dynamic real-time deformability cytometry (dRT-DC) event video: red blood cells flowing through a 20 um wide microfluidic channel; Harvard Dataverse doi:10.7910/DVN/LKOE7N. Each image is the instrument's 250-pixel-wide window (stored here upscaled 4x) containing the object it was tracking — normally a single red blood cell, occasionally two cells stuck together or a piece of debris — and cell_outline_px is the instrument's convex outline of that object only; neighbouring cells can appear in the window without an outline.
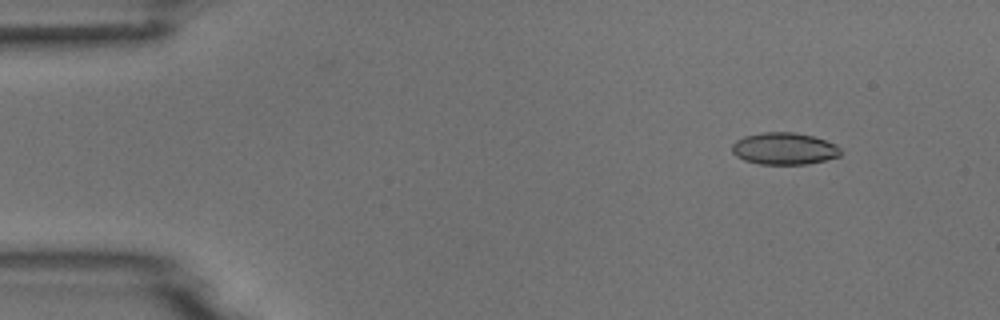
{"species": "common noctule bat (a hibernating species)", "species_latin": "Nyctalus noctula", "temperature_condition": "room temperature", "stored_images_in_passage": 7, "camera_frame_rate_fps": 3000, "um_per_image_px": 0.085, "animal": {"sex": "male", "body_mass_g": 18.8}, "frame": {"image": 1, "passage_image": 2, "time_ms": 1.0, "image_size_px": [1000, 320], "cell_outline_px": [[840, 156], [808, 164], [760, 164], [744, 160], [736, 156], [732, 152], [732, 144], [736, 140], [744, 136], [760, 132], [796, 132], [812, 136], [836, 144], [840, 148]], "centroid_in_image_um": [66.63, 12.63], "position_along_channel_um": 18.4, "area_um2": 20.29}}
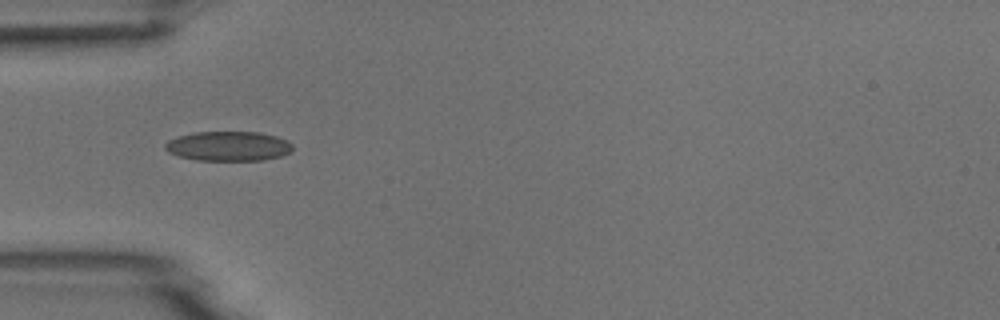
{"frame": {"image": 2, "passage_image": 5, "time_ms": 4.667, "image_size_px": [1000, 320], "cell_outline_px": [[292, 148], [288, 152], [280, 156], [264, 160], [196, 160], [180, 156], [168, 152], [164, 148], [164, 144], [168, 140], [180, 136], [196, 132], [260, 132], [276, 136], [288, 140], [292, 144]], "centroid_in_image_um": [19.41, 12.42], "position_along_channel_um": 65.6, "area_um2": 21.91}}